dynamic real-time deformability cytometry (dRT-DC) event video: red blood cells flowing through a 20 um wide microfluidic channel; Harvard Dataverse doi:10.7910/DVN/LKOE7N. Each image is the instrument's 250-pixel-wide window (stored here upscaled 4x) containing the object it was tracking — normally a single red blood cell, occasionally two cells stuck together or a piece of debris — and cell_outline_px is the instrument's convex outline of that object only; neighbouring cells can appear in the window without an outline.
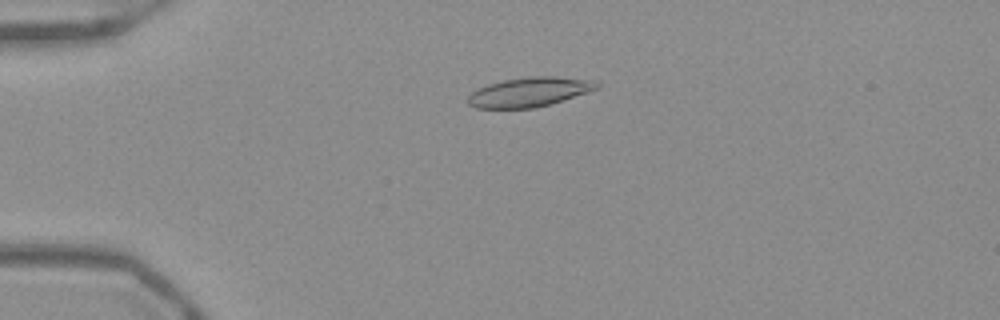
{"species": "Egyptian fruit bat (a non-hibernating species)", "species_latin": "Rousettus aegyptiacus", "temperature_condition": "warm", "stored_images_in_passage": 52, "camera_frame_rate_fps": 3000, "um_per_image_px": 0.085, "frame": {"image": 1, "passage_image": 13, "time_ms": 4.0, "image_size_px": [1000, 320], "cell_outline_px": [[600, 88], [588, 92], [536, 108], [476, 108], [468, 104], [468, 96], [476, 88], [488, 84], [504, 80], [528, 76], [552, 76], [596, 80], [600, 84]], "centroid_in_image_um": [45.01, 7.81], "position_along_channel_um": 40.0, "area_um2": 22.2}}
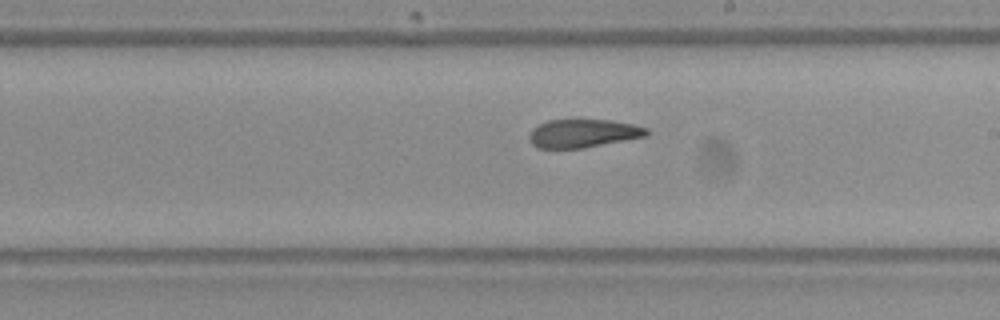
{"frame": {"image": 2, "passage_image": 31, "time_ms": 10.0, "image_size_px": [1000, 320], "cell_outline_px": [[652, 132], [648, 136], [584, 148], [536, 148], [528, 140], [528, 136], [532, 128], [548, 120], [612, 120], [636, 124], [648, 128]], "centroid_in_image_um": [49.61, 11.34], "position_along_channel_um": 239.4, "area_um2": 19.71}}
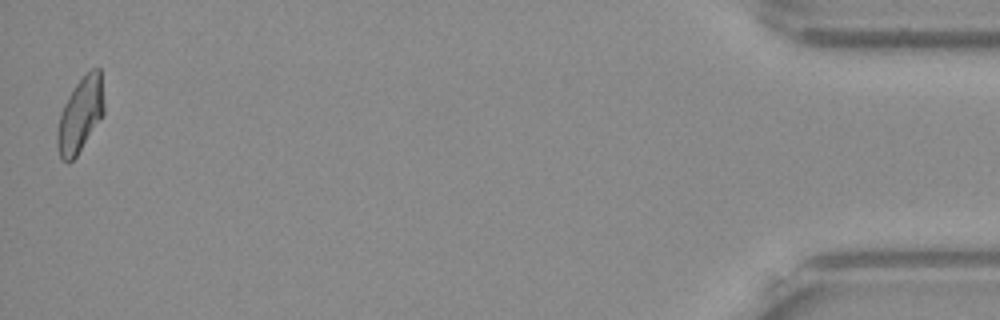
{"frame": {"image": 3, "passage_image": 52, "time_ms": 17.0, "image_size_px": [1000, 320], "cell_outline_px": [[104, 112], [76, 156], [68, 164], [60, 160], [56, 144], [56, 132], [60, 112], [68, 96], [76, 84], [92, 68], [100, 68], [104, 104]], "centroid_in_image_um": [6.78, 9.8], "position_along_channel_um": 428.4, "area_um2": 20.17}, "authors_computed_cell_mechanics": {"area_um2": 21.0681, "velocity_mm_per_s": 3.9301, "shape_relaxation_time_tau1_ms": null, "shape_relaxation_time_tau2_ms": 1.5434, "deformation_change_tau1": null, "deformation_change_tau2": 0.0931}}